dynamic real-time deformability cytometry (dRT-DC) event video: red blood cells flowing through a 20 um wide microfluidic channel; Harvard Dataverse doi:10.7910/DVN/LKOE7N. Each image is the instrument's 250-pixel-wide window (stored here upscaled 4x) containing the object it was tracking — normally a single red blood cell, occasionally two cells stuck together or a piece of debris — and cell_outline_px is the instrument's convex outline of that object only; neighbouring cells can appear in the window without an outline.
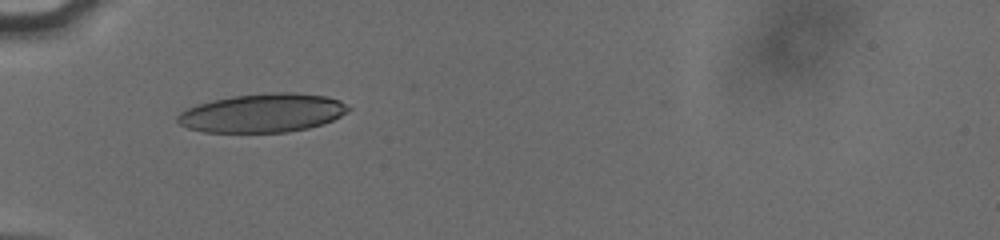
{"species": "human", "species_latin": "Homo sapiens", "temperature_condition": "cold", "stored_images_in_passage": 31, "camera_frame_rate_fps": 3000, "um_per_image_px": 0.085, "donor": {"sex": "male"}, "frame": {"image": 1, "passage_image": 1, "time_ms": 0.0, "image_size_px": [1000, 240], "cell_outline_px": [[352, 108], [348, 112], [324, 124], [308, 128], [288, 132], [204, 132], [188, 128], [180, 124], [176, 120], [176, 116], [180, 112], [196, 104], [212, 100], [232, 96], [268, 92], [296, 92], [328, 96], [340, 100]], "centroid_in_image_um": [22.34, 9.59], "position_along_channel_um": 62.7, "area_um2": 38.9}}
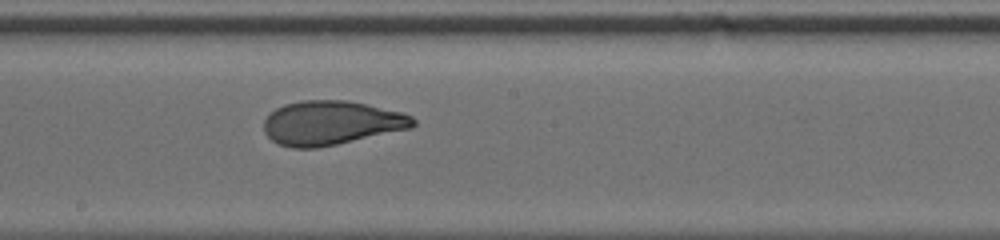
{"frame": {"image": 2, "passage_image": 14, "time_ms": 4.333, "image_size_px": [1000, 240], "cell_outline_px": [[416, 124], [412, 128], [336, 144], [316, 148], [292, 148], [276, 144], [264, 132], [264, 120], [276, 108], [284, 104], [300, 100], [348, 100], [404, 112], [412, 116], [416, 120]], "centroid_in_image_um": [28.16, 10.44], "position_along_channel_um": 220.0, "area_um2": 38.55}}
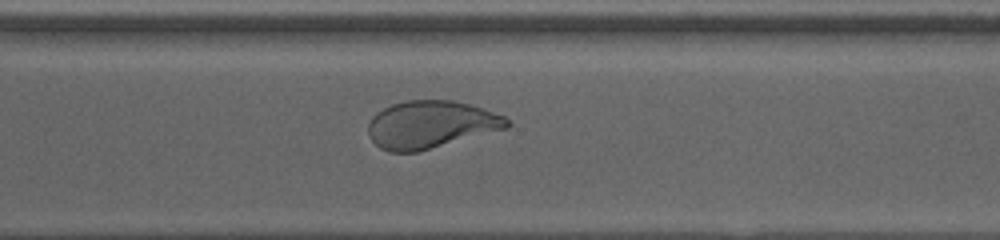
{"frame": {"image": 3, "passage_image": 23, "time_ms": 7.333, "image_size_px": [1000, 240], "cell_outline_px": [[512, 124], [508, 128], [416, 152], [388, 152], [380, 148], [372, 140], [368, 132], [368, 124], [372, 116], [376, 112], [392, 104], [408, 100], [452, 100], [484, 108], [504, 116]], "centroid_in_image_um": [36.61, 10.58], "position_along_channel_um": 334.0, "area_um2": 38.38}, "authors_computed_cell_mechanics": {"area_um2": 38.4948, "velocity_mm_per_s": 3.8162, "shape_relaxation_time_tau1_ms": 5.6721, "shape_relaxation_time_tau2_ms": 0.9509, "deformation_change_tau1": 0.1999, "deformation_change_tau2": 0.0835}}